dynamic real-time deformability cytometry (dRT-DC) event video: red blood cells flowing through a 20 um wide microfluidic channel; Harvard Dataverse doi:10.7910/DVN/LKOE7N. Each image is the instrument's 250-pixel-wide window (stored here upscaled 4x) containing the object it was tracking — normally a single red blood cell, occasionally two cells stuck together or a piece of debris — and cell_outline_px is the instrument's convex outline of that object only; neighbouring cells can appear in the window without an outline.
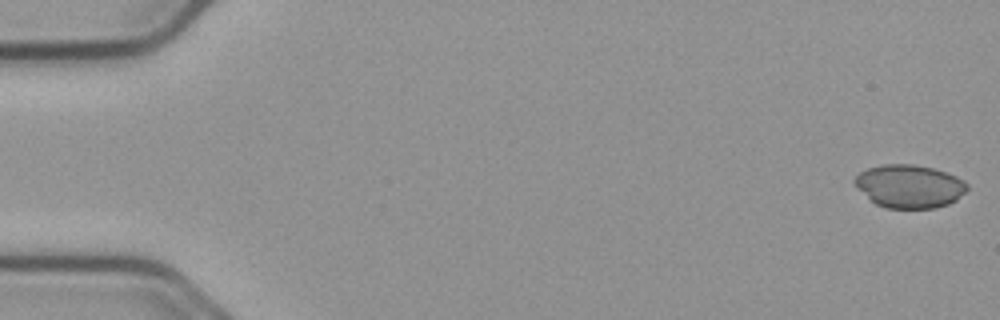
{"species": "common noctule bat (a hibernating species)", "species_latin": "Nyctalus noctula", "temperature_condition": "cold", "stored_images_in_passage": 8, "camera_frame_rate_fps": 3000, "um_per_image_px": 0.085, "animal": {"sex": "male", "body_mass_g": 23.1, "forearm_length_mm": 52.7}, "frame": {"image": 1, "passage_image": 1, "time_ms": 0.0, "image_size_px": [1000, 320], "cell_outline_px": [[968, 188], [956, 200], [948, 204], [936, 208], [884, 208], [876, 204], [856, 188], [852, 180], [860, 172], [868, 168], [884, 164], [912, 164], [932, 168], [956, 176], [964, 180], [968, 184]], "centroid_in_image_um": [77.28, 15.83], "position_along_channel_um": 7.7, "area_um2": 28.32}}